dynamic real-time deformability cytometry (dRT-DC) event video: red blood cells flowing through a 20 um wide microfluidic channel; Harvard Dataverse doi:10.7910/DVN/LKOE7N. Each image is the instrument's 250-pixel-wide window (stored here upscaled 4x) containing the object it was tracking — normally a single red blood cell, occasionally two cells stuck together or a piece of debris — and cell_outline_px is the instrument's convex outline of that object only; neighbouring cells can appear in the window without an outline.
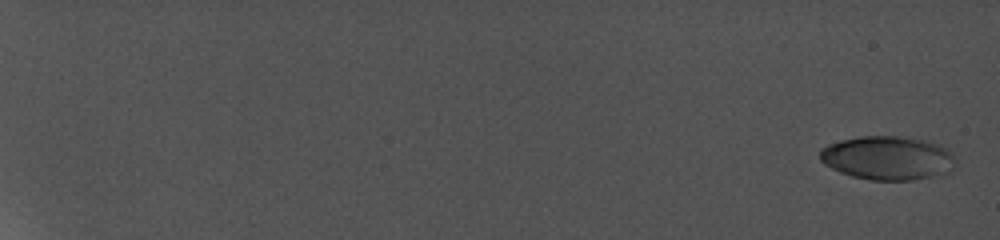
{"species": "common noctule bat (a hibernating species)", "species_latin": "Nyctalus noctula", "temperature_condition": "cold", "stored_images_in_passage": 7, "camera_frame_rate_fps": 5000, "um_per_image_px": 0.085, "animal": {"sex": "female", "body_mass_g": 19.0, "forearm_length_mm": 56.7}, "frame": {"image": 1, "passage_image": 1, "time_ms": 0.0, "image_size_px": [1000, 240], "cell_outline_px": [[948, 156], [920, 176], [908, 180], [876, 180], [856, 176], [832, 168], [820, 160], [820, 152], [824, 148], [840, 140], [864, 136], [896, 136], [920, 140], [944, 148]], "centroid_in_image_um": [75.05, 13.36], "position_along_channel_um": 9.9, "area_um2": 30.75}}